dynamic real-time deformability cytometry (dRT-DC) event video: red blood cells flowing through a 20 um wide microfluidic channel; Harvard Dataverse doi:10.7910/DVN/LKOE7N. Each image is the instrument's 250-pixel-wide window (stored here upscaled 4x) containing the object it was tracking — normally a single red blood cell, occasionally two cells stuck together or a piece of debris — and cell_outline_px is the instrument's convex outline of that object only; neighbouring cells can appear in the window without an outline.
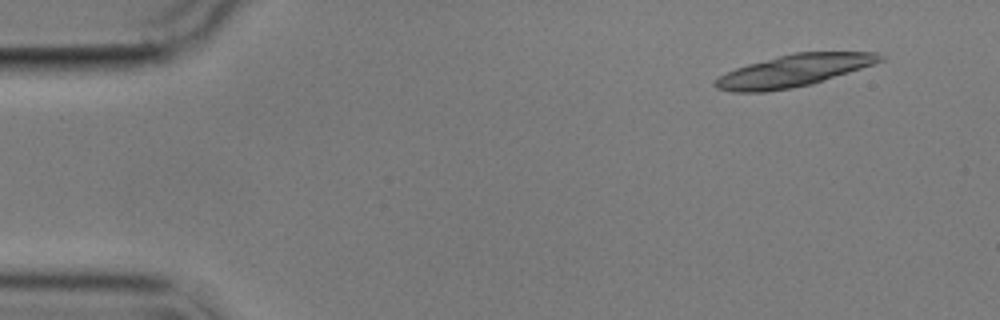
{"species": "common noctule bat (a hibernating species)", "species_latin": "Nyctalus noctula", "temperature_condition": "cold", "stored_images_in_passage": 5, "camera_frame_rate_fps": 3000, "um_per_image_px": 0.085, "animal": {"sex": "male", "body_mass_g": 17.9}, "frame": {"image": 1, "passage_image": 1, "time_ms": 0.0, "image_size_px": [1000, 320], "cell_outline_px": [[884, 60], [812, 84], [792, 88], [768, 92], [732, 92], [716, 88], [712, 84], [720, 76], [736, 68], [748, 64], [796, 52], [876, 52], [884, 56]], "centroid_in_image_um": [67.45, 6.02], "position_along_channel_um": 17.6, "area_um2": 30.35}}
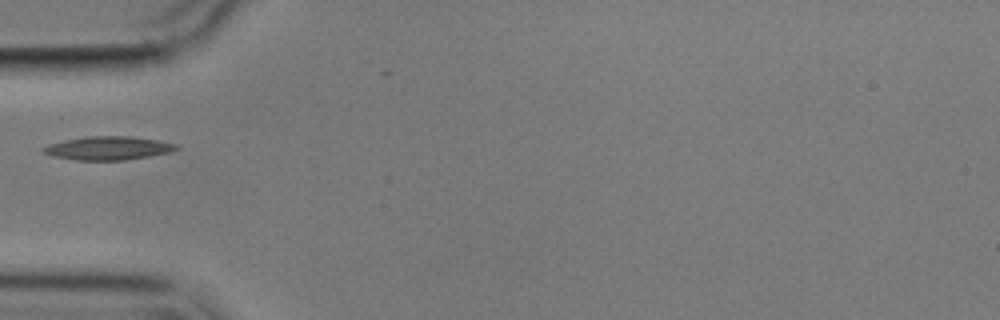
{"frame": {"image": 2, "passage_image": 5, "time_ms": 4.667, "image_size_px": [1000, 320], "cell_outline_px": [[180, 148], [172, 152], [124, 160], [76, 160], [52, 156], [44, 152], [40, 148], [48, 144], [64, 140], [88, 136], [132, 136], [160, 140], [176, 144]], "centroid_in_image_um": [9.21, 12.58], "position_along_channel_um": 75.8, "area_um2": 18.32}}